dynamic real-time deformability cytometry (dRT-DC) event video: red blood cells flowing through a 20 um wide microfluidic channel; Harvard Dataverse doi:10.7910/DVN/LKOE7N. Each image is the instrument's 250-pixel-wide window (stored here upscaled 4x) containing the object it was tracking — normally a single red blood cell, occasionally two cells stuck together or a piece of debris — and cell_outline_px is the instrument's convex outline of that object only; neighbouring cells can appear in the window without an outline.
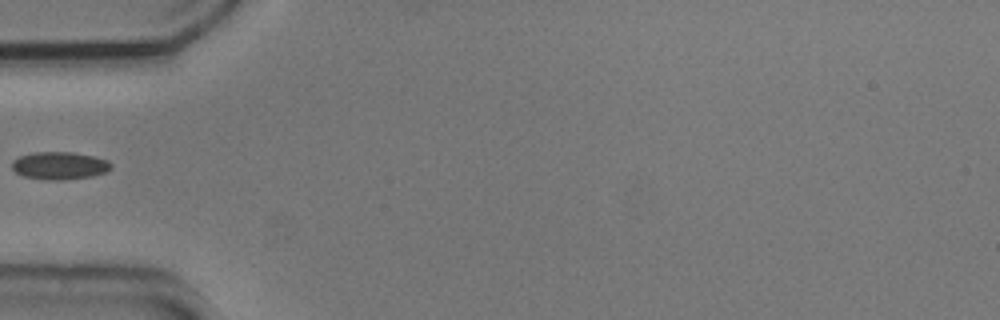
{"species": "common noctule bat (a hibernating species)", "species_latin": "Nyctalus noctula", "temperature_condition": "cold", "stored_images_in_passage": 37, "camera_frame_rate_fps": 3000, "um_per_image_px": 0.085, "animal": {"sex": "male", "body_mass_g": 20.5, "forearm_length_mm": 52.5}, "frame": {"image": 1, "passage_image": 1, "time_ms": 0.0, "image_size_px": [1000, 320], "cell_outline_px": [[112, 168], [108, 172], [92, 176], [60, 180], [56, 180], [24, 176], [16, 172], [12, 168], [12, 160], [20, 156], [32, 152], [72, 152], [92, 156], [108, 160], [112, 164]], "centroid_in_image_um": [5.09, 14.06], "position_along_channel_um": 79.9, "area_um2": 15.9}}
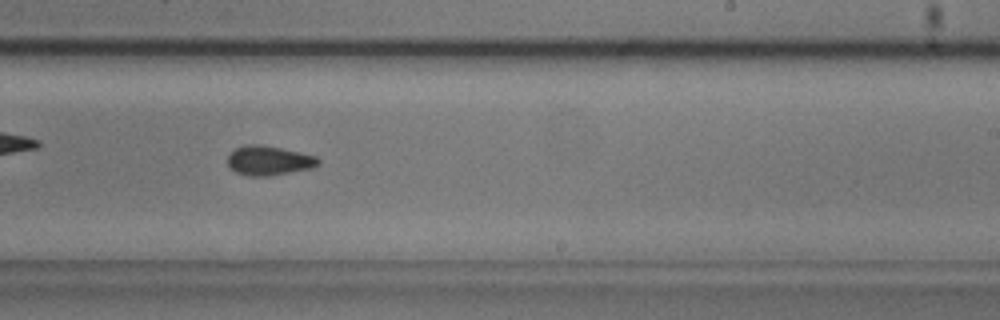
{"frame": {"image": 2, "passage_image": 16, "time_ms": 5.0, "image_size_px": [1000, 320], "cell_outline_px": [[320, 164], [312, 168], [268, 176], [248, 176], [236, 172], [228, 168], [228, 156], [236, 148], [244, 144], [260, 144], [300, 152], [316, 156], [320, 160]], "centroid_in_image_um": [22.84, 13.65], "position_along_channel_um": 266.2, "area_um2": 15.61}}
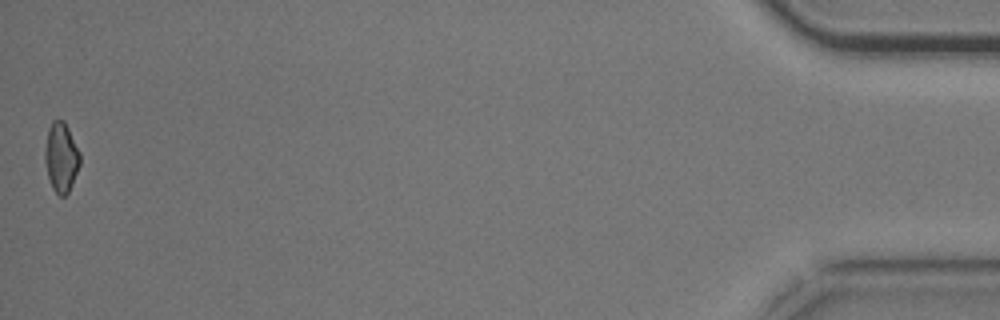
{"frame": {"image": 3, "passage_image": 37, "time_ms": 12.0, "image_size_px": [1000, 320], "cell_outline_px": [[80, 164], [68, 192], [64, 196], [60, 196], [52, 188], [48, 176], [44, 160], [44, 152], [48, 128], [52, 120], [64, 120], [80, 152]], "centroid_in_image_um": [5.19, 13.35], "position_along_channel_um": 430.0, "area_um2": 14.16}}